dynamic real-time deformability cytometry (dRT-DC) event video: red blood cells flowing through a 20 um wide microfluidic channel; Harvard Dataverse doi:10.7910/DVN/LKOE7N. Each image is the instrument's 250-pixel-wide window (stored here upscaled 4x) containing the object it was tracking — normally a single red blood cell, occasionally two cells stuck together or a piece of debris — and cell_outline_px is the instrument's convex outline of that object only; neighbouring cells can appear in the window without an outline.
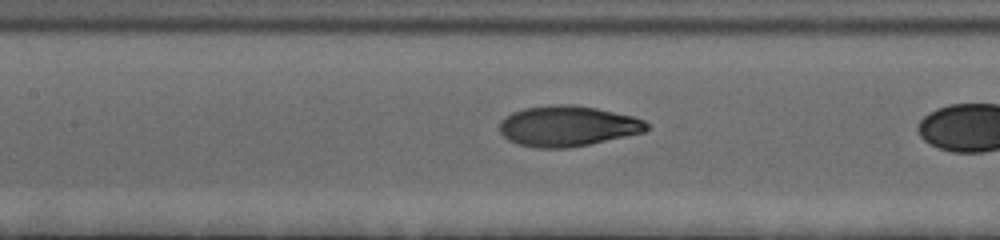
{"species": "human", "species_latin": "Homo sapiens", "temperature_condition": "cold", "stored_images_in_passage": 26, "camera_frame_rate_fps": 3000, "um_per_image_px": 0.085, "donor": {"sex": "female"}, "frame": {"image": 1, "passage_image": 25, "time_ms": 8.0, "image_size_px": [1000, 240], "cell_outline_px": [[648, 128], [644, 132], [588, 144], [568, 148], [536, 148], [516, 144], [508, 140], [500, 132], [500, 120], [512, 112], [524, 108], [552, 104], [572, 104], [596, 108], [632, 116], [644, 120], [648, 124]], "centroid_in_image_um": [48.2, 10.71], "position_along_channel_um": 159.2, "area_um2": 34.74}}